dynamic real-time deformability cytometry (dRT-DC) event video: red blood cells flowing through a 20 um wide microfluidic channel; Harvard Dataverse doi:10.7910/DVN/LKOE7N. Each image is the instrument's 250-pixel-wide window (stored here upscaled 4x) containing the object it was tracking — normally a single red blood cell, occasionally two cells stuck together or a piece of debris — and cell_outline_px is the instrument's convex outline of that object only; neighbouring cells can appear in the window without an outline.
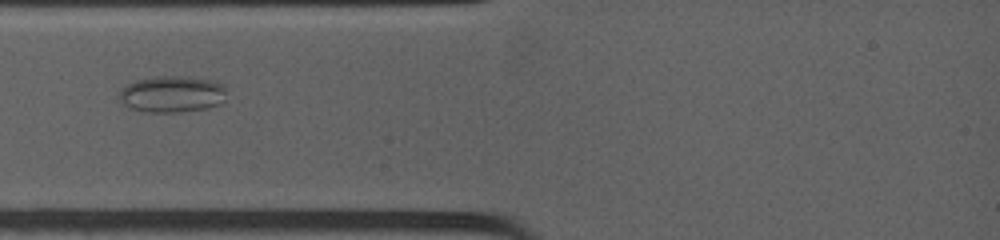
{"species": "common noctule bat (a hibernating species)", "species_latin": "Nyctalus noctula", "temperature_condition": "warm", "stored_images_in_passage": 35, "camera_frame_rate_fps": 4500, "um_per_image_px": 0.085, "animal": {"sex": "female", "body_mass_g": 19.0, "forearm_length_mm": 53.3}, "frame": {"image": 1, "passage_image": 8, "time_ms": 2.667, "image_size_px": [1000, 240], "cell_outline_px": [[224, 100], [208, 108], [180, 112], [148, 112], [132, 108], [124, 104], [120, 96], [120, 92], [128, 84], [136, 80], [156, 76], [188, 76], [216, 80], [224, 84]], "centroid_in_image_um": [14.67, 7.98], "position_along_channel_um": 70.3, "area_um2": 22.72}}
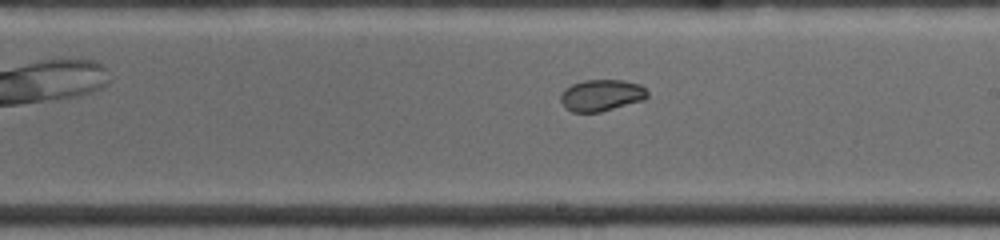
{"frame": {"image": 2, "passage_image": 20, "time_ms": 6.889, "image_size_px": [1000, 240], "cell_outline_px": [[648, 96], [644, 100], [600, 112], [572, 112], [560, 100], [560, 96], [564, 88], [572, 84], [584, 80], [624, 80], [640, 84], [648, 92]], "centroid_in_image_um": [51.14, 8.09], "position_along_channel_um": 237.9, "area_um2": 15.95}}
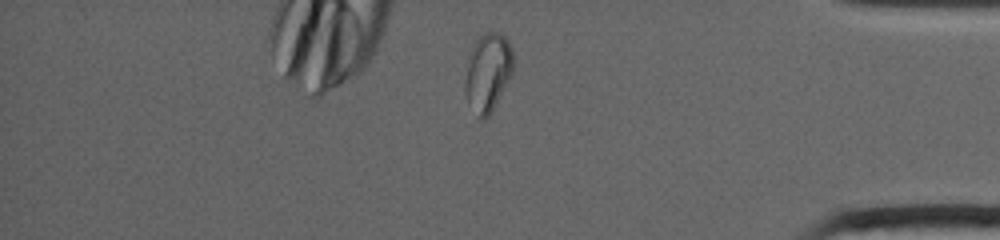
{"frame": {"image": 3, "passage_image": 31, "time_ms": 11.556, "image_size_px": [1000, 240], "cell_outline_px": [[512, 72], [496, 104], [488, 116], [484, 120], [480, 116], [468, 100], [464, 88], [464, 84], [468, 64], [472, 48], [476, 40], [484, 32], [500, 32], [508, 40], [512, 48]], "centroid_in_image_um": [41.48, 6.09], "position_along_channel_um": 393.7, "area_um2": 21.27}, "authors_computed_cell_mechanics": {"area_um2": 18.7272, "velocity_mm_per_s": 3.9596, "shape_relaxation_time_tau1_ms": null, "shape_relaxation_time_tau2_ms": 1.4427, "deformation_change_tau1": null, "deformation_change_tau2": 0.0398}}